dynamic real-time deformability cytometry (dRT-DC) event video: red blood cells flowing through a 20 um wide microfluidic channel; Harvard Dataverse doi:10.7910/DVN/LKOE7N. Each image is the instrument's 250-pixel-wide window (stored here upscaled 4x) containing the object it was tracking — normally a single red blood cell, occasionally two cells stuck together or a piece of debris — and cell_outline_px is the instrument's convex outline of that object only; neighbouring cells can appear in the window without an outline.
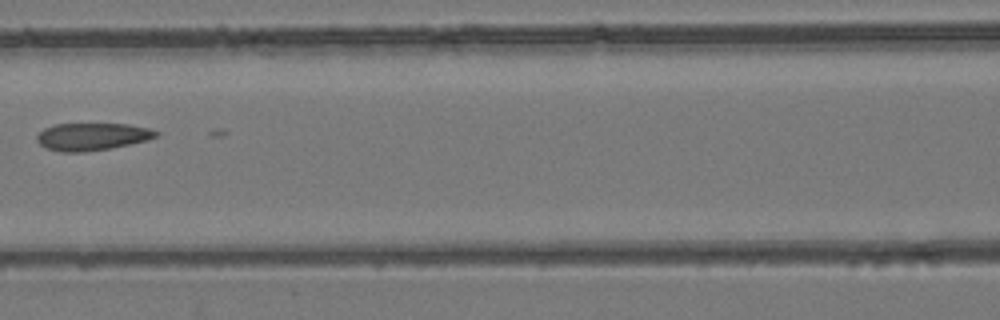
{"species": "common noctule bat (a hibernating species)", "species_latin": "Nyctalus noctula", "temperature_condition": "room temperature", "stored_images_in_passage": 8, "camera_frame_rate_fps": 3000, "um_per_image_px": 0.085, "animal": {"sex": "female", "body_mass_g": 24.6, "forearm_length_mm": 56.2}, "frame": {"image": 1, "passage_image": 7, "time_ms": 7.0, "image_size_px": [1000, 320], "cell_outline_px": [[160, 132], [156, 136], [148, 140], [112, 148], [84, 152], [60, 152], [48, 148], [40, 144], [36, 140], [36, 136], [44, 128], [52, 124], [128, 124], [152, 128]], "centroid_in_image_um": [7.85, 11.61], "position_along_channel_um": 158.8, "area_um2": 19.19}}
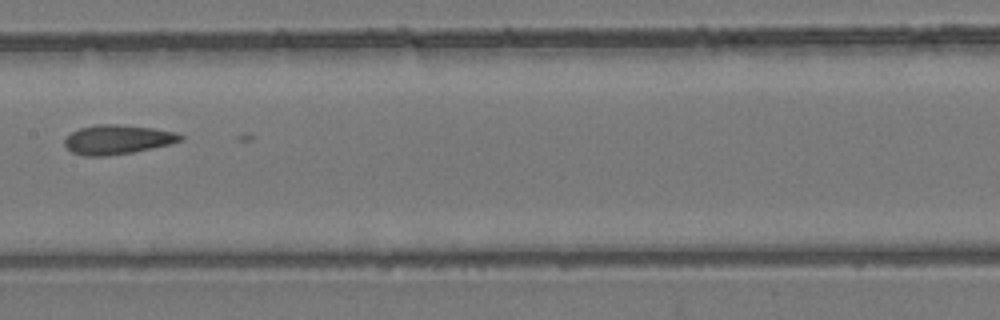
{"frame": {"image": 2, "passage_image": 8, "time_ms": 8.0, "image_size_px": [1000, 320], "cell_outline_px": [[184, 140], [168, 144], [132, 152], [108, 156], [84, 156], [72, 152], [64, 144], [64, 140], [72, 132], [80, 128], [96, 124], [116, 124], [152, 128], [176, 132], [184, 136]], "centroid_in_image_um": [9.98, 11.86], "position_along_channel_um": 197.4, "area_um2": 19.65}}